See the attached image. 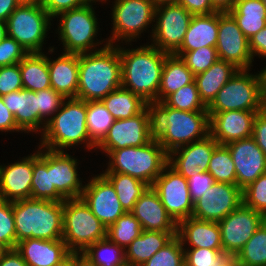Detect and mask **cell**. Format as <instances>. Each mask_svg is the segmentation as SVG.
<instances>
[{"instance_id":"cell-31","label":"cell","mask_w":266,"mask_h":266,"mask_svg":"<svg viewBox=\"0 0 266 266\" xmlns=\"http://www.w3.org/2000/svg\"><path fill=\"white\" fill-rule=\"evenodd\" d=\"M238 70L234 64L218 59L206 71L194 76L200 99L206 106Z\"/></svg>"},{"instance_id":"cell-15","label":"cell","mask_w":266,"mask_h":266,"mask_svg":"<svg viewBox=\"0 0 266 266\" xmlns=\"http://www.w3.org/2000/svg\"><path fill=\"white\" fill-rule=\"evenodd\" d=\"M265 220L262 214L242 203L218 222L223 251L234 258Z\"/></svg>"},{"instance_id":"cell-39","label":"cell","mask_w":266,"mask_h":266,"mask_svg":"<svg viewBox=\"0 0 266 266\" xmlns=\"http://www.w3.org/2000/svg\"><path fill=\"white\" fill-rule=\"evenodd\" d=\"M238 266H266V220L234 257Z\"/></svg>"},{"instance_id":"cell-40","label":"cell","mask_w":266,"mask_h":266,"mask_svg":"<svg viewBox=\"0 0 266 266\" xmlns=\"http://www.w3.org/2000/svg\"><path fill=\"white\" fill-rule=\"evenodd\" d=\"M114 118L101 100L87 101L86 127L89 138L98 145L113 125Z\"/></svg>"},{"instance_id":"cell-65","label":"cell","mask_w":266,"mask_h":266,"mask_svg":"<svg viewBox=\"0 0 266 266\" xmlns=\"http://www.w3.org/2000/svg\"><path fill=\"white\" fill-rule=\"evenodd\" d=\"M9 250V248L0 241V258Z\"/></svg>"},{"instance_id":"cell-47","label":"cell","mask_w":266,"mask_h":266,"mask_svg":"<svg viewBox=\"0 0 266 266\" xmlns=\"http://www.w3.org/2000/svg\"><path fill=\"white\" fill-rule=\"evenodd\" d=\"M66 98L53 88L37 91V103L39 108V129L44 132L47 122L60 109ZM43 125V126H42ZM41 128L43 130H41Z\"/></svg>"},{"instance_id":"cell-22","label":"cell","mask_w":266,"mask_h":266,"mask_svg":"<svg viewBox=\"0 0 266 266\" xmlns=\"http://www.w3.org/2000/svg\"><path fill=\"white\" fill-rule=\"evenodd\" d=\"M33 155L10 165H0V199L18 201L31 198Z\"/></svg>"},{"instance_id":"cell-30","label":"cell","mask_w":266,"mask_h":266,"mask_svg":"<svg viewBox=\"0 0 266 266\" xmlns=\"http://www.w3.org/2000/svg\"><path fill=\"white\" fill-rule=\"evenodd\" d=\"M176 234L177 232L142 230L141 234L125 248L126 266H141Z\"/></svg>"},{"instance_id":"cell-4","label":"cell","mask_w":266,"mask_h":266,"mask_svg":"<svg viewBox=\"0 0 266 266\" xmlns=\"http://www.w3.org/2000/svg\"><path fill=\"white\" fill-rule=\"evenodd\" d=\"M17 243L28 238L59 240L63 237V201H13Z\"/></svg>"},{"instance_id":"cell-3","label":"cell","mask_w":266,"mask_h":266,"mask_svg":"<svg viewBox=\"0 0 266 266\" xmlns=\"http://www.w3.org/2000/svg\"><path fill=\"white\" fill-rule=\"evenodd\" d=\"M151 106L154 136L168 154L210 134V117L207 111L178 110L164 102L153 103Z\"/></svg>"},{"instance_id":"cell-56","label":"cell","mask_w":266,"mask_h":266,"mask_svg":"<svg viewBox=\"0 0 266 266\" xmlns=\"http://www.w3.org/2000/svg\"><path fill=\"white\" fill-rule=\"evenodd\" d=\"M249 49L253 58H266V26L249 38Z\"/></svg>"},{"instance_id":"cell-68","label":"cell","mask_w":266,"mask_h":266,"mask_svg":"<svg viewBox=\"0 0 266 266\" xmlns=\"http://www.w3.org/2000/svg\"><path fill=\"white\" fill-rule=\"evenodd\" d=\"M88 1H89V2H95V3H96L97 1H99V2H103V1H107V0H96V1H95V0H88Z\"/></svg>"},{"instance_id":"cell-18","label":"cell","mask_w":266,"mask_h":266,"mask_svg":"<svg viewBox=\"0 0 266 266\" xmlns=\"http://www.w3.org/2000/svg\"><path fill=\"white\" fill-rule=\"evenodd\" d=\"M81 198L107 228L126 213L114 186L102 173L92 177L84 185Z\"/></svg>"},{"instance_id":"cell-34","label":"cell","mask_w":266,"mask_h":266,"mask_svg":"<svg viewBox=\"0 0 266 266\" xmlns=\"http://www.w3.org/2000/svg\"><path fill=\"white\" fill-rule=\"evenodd\" d=\"M229 13L248 39L266 26V6L261 0H236Z\"/></svg>"},{"instance_id":"cell-42","label":"cell","mask_w":266,"mask_h":266,"mask_svg":"<svg viewBox=\"0 0 266 266\" xmlns=\"http://www.w3.org/2000/svg\"><path fill=\"white\" fill-rule=\"evenodd\" d=\"M141 232L140 222L131 212H126L107 228V238L125 249Z\"/></svg>"},{"instance_id":"cell-33","label":"cell","mask_w":266,"mask_h":266,"mask_svg":"<svg viewBox=\"0 0 266 266\" xmlns=\"http://www.w3.org/2000/svg\"><path fill=\"white\" fill-rule=\"evenodd\" d=\"M194 76L180 56L168 54L162 69L158 102H163L170 94L192 83Z\"/></svg>"},{"instance_id":"cell-16","label":"cell","mask_w":266,"mask_h":266,"mask_svg":"<svg viewBox=\"0 0 266 266\" xmlns=\"http://www.w3.org/2000/svg\"><path fill=\"white\" fill-rule=\"evenodd\" d=\"M243 203L242 190L235 184L214 182L193 203L192 217L219 222Z\"/></svg>"},{"instance_id":"cell-60","label":"cell","mask_w":266,"mask_h":266,"mask_svg":"<svg viewBox=\"0 0 266 266\" xmlns=\"http://www.w3.org/2000/svg\"><path fill=\"white\" fill-rule=\"evenodd\" d=\"M83 258L80 253L70 252L63 260L53 266H81Z\"/></svg>"},{"instance_id":"cell-55","label":"cell","mask_w":266,"mask_h":266,"mask_svg":"<svg viewBox=\"0 0 266 266\" xmlns=\"http://www.w3.org/2000/svg\"><path fill=\"white\" fill-rule=\"evenodd\" d=\"M177 3L183 6L192 15H207L218 12L213 7L211 0H178Z\"/></svg>"},{"instance_id":"cell-48","label":"cell","mask_w":266,"mask_h":266,"mask_svg":"<svg viewBox=\"0 0 266 266\" xmlns=\"http://www.w3.org/2000/svg\"><path fill=\"white\" fill-rule=\"evenodd\" d=\"M243 204L266 218V173L242 190Z\"/></svg>"},{"instance_id":"cell-38","label":"cell","mask_w":266,"mask_h":266,"mask_svg":"<svg viewBox=\"0 0 266 266\" xmlns=\"http://www.w3.org/2000/svg\"><path fill=\"white\" fill-rule=\"evenodd\" d=\"M114 186L118 200L126 212H130L139 197L150 187L146 182L128 174L117 172L102 173Z\"/></svg>"},{"instance_id":"cell-9","label":"cell","mask_w":266,"mask_h":266,"mask_svg":"<svg viewBox=\"0 0 266 266\" xmlns=\"http://www.w3.org/2000/svg\"><path fill=\"white\" fill-rule=\"evenodd\" d=\"M91 3L94 2H88L83 6L64 11L56 16L61 15L57 32L65 53H89V51L93 52L96 45H101V41H97V43L94 41L98 33L99 26L97 25L99 23Z\"/></svg>"},{"instance_id":"cell-43","label":"cell","mask_w":266,"mask_h":266,"mask_svg":"<svg viewBox=\"0 0 266 266\" xmlns=\"http://www.w3.org/2000/svg\"><path fill=\"white\" fill-rule=\"evenodd\" d=\"M163 102L178 110L207 111V106L200 99L195 81L170 94Z\"/></svg>"},{"instance_id":"cell-66","label":"cell","mask_w":266,"mask_h":266,"mask_svg":"<svg viewBox=\"0 0 266 266\" xmlns=\"http://www.w3.org/2000/svg\"><path fill=\"white\" fill-rule=\"evenodd\" d=\"M20 3H27V4H39L41 5L43 0H19Z\"/></svg>"},{"instance_id":"cell-35","label":"cell","mask_w":266,"mask_h":266,"mask_svg":"<svg viewBox=\"0 0 266 266\" xmlns=\"http://www.w3.org/2000/svg\"><path fill=\"white\" fill-rule=\"evenodd\" d=\"M21 80L24 89L40 91L51 87L48 57L42 53H28L20 62Z\"/></svg>"},{"instance_id":"cell-13","label":"cell","mask_w":266,"mask_h":266,"mask_svg":"<svg viewBox=\"0 0 266 266\" xmlns=\"http://www.w3.org/2000/svg\"><path fill=\"white\" fill-rule=\"evenodd\" d=\"M193 15L178 3L162 4L155 8L156 24L152 27L154 47L174 54L182 45Z\"/></svg>"},{"instance_id":"cell-53","label":"cell","mask_w":266,"mask_h":266,"mask_svg":"<svg viewBox=\"0 0 266 266\" xmlns=\"http://www.w3.org/2000/svg\"><path fill=\"white\" fill-rule=\"evenodd\" d=\"M88 2V0H43L41 6L52 18H56L60 13L78 8Z\"/></svg>"},{"instance_id":"cell-54","label":"cell","mask_w":266,"mask_h":266,"mask_svg":"<svg viewBox=\"0 0 266 266\" xmlns=\"http://www.w3.org/2000/svg\"><path fill=\"white\" fill-rule=\"evenodd\" d=\"M252 137L266 156V108L255 117Z\"/></svg>"},{"instance_id":"cell-50","label":"cell","mask_w":266,"mask_h":266,"mask_svg":"<svg viewBox=\"0 0 266 266\" xmlns=\"http://www.w3.org/2000/svg\"><path fill=\"white\" fill-rule=\"evenodd\" d=\"M27 51L12 37L6 36L0 42V67L19 63Z\"/></svg>"},{"instance_id":"cell-49","label":"cell","mask_w":266,"mask_h":266,"mask_svg":"<svg viewBox=\"0 0 266 266\" xmlns=\"http://www.w3.org/2000/svg\"><path fill=\"white\" fill-rule=\"evenodd\" d=\"M0 241L9 249L16 248L13 202L0 199Z\"/></svg>"},{"instance_id":"cell-24","label":"cell","mask_w":266,"mask_h":266,"mask_svg":"<svg viewBox=\"0 0 266 266\" xmlns=\"http://www.w3.org/2000/svg\"><path fill=\"white\" fill-rule=\"evenodd\" d=\"M130 212L140 222L142 230L177 232V223L167 213L152 186L139 197Z\"/></svg>"},{"instance_id":"cell-11","label":"cell","mask_w":266,"mask_h":266,"mask_svg":"<svg viewBox=\"0 0 266 266\" xmlns=\"http://www.w3.org/2000/svg\"><path fill=\"white\" fill-rule=\"evenodd\" d=\"M155 4L152 0H116L112 8L113 29L108 43L130 42L139 38L151 22H155Z\"/></svg>"},{"instance_id":"cell-12","label":"cell","mask_w":266,"mask_h":266,"mask_svg":"<svg viewBox=\"0 0 266 266\" xmlns=\"http://www.w3.org/2000/svg\"><path fill=\"white\" fill-rule=\"evenodd\" d=\"M154 115L151 105L141 113L114 120L104 139L96 146L104 153L125 147H139L154 139Z\"/></svg>"},{"instance_id":"cell-62","label":"cell","mask_w":266,"mask_h":266,"mask_svg":"<svg viewBox=\"0 0 266 266\" xmlns=\"http://www.w3.org/2000/svg\"><path fill=\"white\" fill-rule=\"evenodd\" d=\"M259 76H260V81H261L262 101H263V104L266 108V66H265V69H263V70H261V72H259Z\"/></svg>"},{"instance_id":"cell-45","label":"cell","mask_w":266,"mask_h":266,"mask_svg":"<svg viewBox=\"0 0 266 266\" xmlns=\"http://www.w3.org/2000/svg\"><path fill=\"white\" fill-rule=\"evenodd\" d=\"M141 266H185L184 247L175 236Z\"/></svg>"},{"instance_id":"cell-44","label":"cell","mask_w":266,"mask_h":266,"mask_svg":"<svg viewBox=\"0 0 266 266\" xmlns=\"http://www.w3.org/2000/svg\"><path fill=\"white\" fill-rule=\"evenodd\" d=\"M185 266H227L234 258L223 250L184 248Z\"/></svg>"},{"instance_id":"cell-28","label":"cell","mask_w":266,"mask_h":266,"mask_svg":"<svg viewBox=\"0 0 266 266\" xmlns=\"http://www.w3.org/2000/svg\"><path fill=\"white\" fill-rule=\"evenodd\" d=\"M3 103L14 115L17 126L24 132L39 130L37 91L22 88L2 96Z\"/></svg>"},{"instance_id":"cell-29","label":"cell","mask_w":266,"mask_h":266,"mask_svg":"<svg viewBox=\"0 0 266 266\" xmlns=\"http://www.w3.org/2000/svg\"><path fill=\"white\" fill-rule=\"evenodd\" d=\"M219 12L193 15L184 41L175 53H185L200 47H216L218 40Z\"/></svg>"},{"instance_id":"cell-32","label":"cell","mask_w":266,"mask_h":266,"mask_svg":"<svg viewBox=\"0 0 266 266\" xmlns=\"http://www.w3.org/2000/svg\"><path fill=\"white\" fill-rule=\"evenodd\" d=\"M44 149V147L39 146L37 153L33 154L31 198L57 202L64 201L65 199L56 191V188L51 186L50 150L45 149L44 151Z\"/></svg>"},{"instance_id":"cell-57","label":"cell","mask_w":266,"mask_h":266,"mask_svg":"<svg viewBox=\"0 0 266 266\" xmlns=\"http://www.w3.org/2000/svg\"><path fill=\"white\" fill-rule=\"evenodd\" d=\"M0 131L22 132V130L17 126L15 122L14 115L3 103L2 97H0Z\"/></svg>"},{"instance_id":"cell-27","label":"cell","mask_w":266,"mask_h":266,"mask_svg":"<svg viewBox=\"0 0 266 266\" xmlns=\"http://www.w3.org/2000/svg\"><path fill=\"white\" fill-rule=\"evenodd\" d=\"M55 60L48 57L51 88L65 98H76L78 90L79 54L65 53Z\"/></svg>"},{"instance_id":"cell-2","label":"cell","mask_w":266,"mask_h":266,"mask_svg":"<svg viewBox=\"0 0 266 266\" xmlns=\"http://www.w3.org/2000/svg\"><path fill=\"white\" fill-rule=\"evenodd\" d=\"M121 87L140 96L149 105L158 103V90L167 52L151 45L136 49L119 46Z\"/></svg>"},{"instance_id":"cell-64","label":"cell","mask_w":266,"mask_h":266,"mask_svg":"<svg viewBox=\"0 0 266 266\" xmlns=\"http://www.w3.org/2000/svg\"><path fill=\"white\" fill-rule=\"evenodd\" d=\"M155 4V6H159L162 4H171V3H177L178 0H152Z\"/></svg>"},{"instance_id":"cell-52","label":"cell","mask_w":266,"mask_h":266,"mask_svg":"<svg viewBox=\"0 0 266 266\" xmlns=\"http://www.w3.org/2000/svg\"><path fill=\"white\" fill-rule=\"evenodd\" d=\"M215 182L214 178L209 172H199L193 174L187 179L189 193L192 202L194 203L203 194L212 187Z\"/></svg>"},{"instance_id":"cell-19","label":"cell","mask_w":266,"mask_h":266,"mask_svg":"<svg viewBox=\"0 0 266 266\" xmlns=\"http://www.w3.org/2000/svg\"><path fill=\"white\" fill-rule=\"evenodd\" d=\"M225 146L231 153L236 170V185L241 190L266 173V156L252 136Z\"/></svg>"},{"instance_id":"cell-25","label":"cell","mask_w":266,"mask_h":266,"mask_svg":"<svg viewBox=\"0 0 266 266\" xmlns=\"http://www.w3.org/2000/svg\"><path fill=\"white\" fill-rule=\"evenodd\" d=\"M176 236L184 247L189 243L190 248L223 250L218 222L189 217L177 223Z\"/></svg>"},{"instance_id":"cell-51","label":"cell","mask_w":266,"mask_h":266,"mask_svg":"<svg viewBox=\"0 0 266 266\" xmlns=\"http://www.w3.org/2000/svg\"><path fill=\"white\" fill-rule=\"evenodd\" d=\"M22 88L19 63L0 67V97Z\"/></svg>"},{"instance_id":"cell-17","label":"cell","mask_w":266,"mask_h":266,"mask_svg":"<svg viewBox=\"0 0 266 266\" xmlns=\"http://www.w3.org/2000/svg\"><path fill=\"white\" fill-rule=\"evenodd\" d=\"M217 55L220 60L230 62L239 69H249L254 61L249 39L242 33L229 12H219Z\"/></svg>"},{"instance_id":"cell-36","label":"cell","mask_w":266,"mask_h":266,"mask_svg":"<svg viewBox=\"0 0 266 266\" xmlns=\"http://www.w3.org/2000/svg\"><path fill=\"white\" fill-rule=\"evenodd\" d=\"M101 101L115 120L133 117L149 105L140 96L122 87L112 91Z\"/></svg>"},{"instance_id":"cell-23","label":"cell","mask_w":266,"mask_h":266,"mask_svg":"<svg viewBox=\"0 0 266 266\" xmlns=\"http://www.w3.org/2000/svg\"><path fill=\"white\" fill-rule=\"evenodd\" d=\"M77 159L65 151L50 150L51 186L66 200L81 198L84 185L79 179Z\"/></svg>"},{"instance_id":"cell-6","label":"cell","mask_w":266,"mask_h":266,"mask_svg":"<svg viewBox=\"0 0 266 266\" xmlns=\"http://www.w3.org/2000/svg\"><path fill=\"white\" fill-rule=\"evenodd\" d=\"M107 156L111 161L104 172L128 174L150 186L168 164V153L156 138L139 147L111 150Z\"/></svg>"},{"instance_id":"cell-26","label":"cell","mask_w":266,"mask_h":266,"mask_svg":"<svg viewBox=\"0 0 266 266\" xmlns=\"http://www.w3.org/2000/svg\"><path fill=\"white\" fill-rule=\"evenodd\" d=\"M15 249L21 254L27 266H53L70 253L62 239L28 238L18 242Z\"/></svg>"},{"instance_id":"cell-69","label":"cell","mask_w":266,"mask_h":266,"mask_svg":"<svg viewBox=\"0 0 266 266\" xmlns=\"http://www.w3.org/2000/svg\"><path fill=\"white\" fill-rule=\"evenodd\" d=\"M263 2V4L266 6V0H261Z\"/></svg>"},{"instance_id":"cell-58","label":"cell","mask_w":266,"mask_h":266,"mask_svg":"<svg viewBox=\"0 0 266 266\" xmlns=\"http://www.w3.org/2000/svg\"><path fill=\"white\" fill-rule=\"evenodd\" d=\"M0 266H27V264L16 249H9L0 258Z\"/></svg>"},{"instance_id":"cell-1","label":"cell","mask_w":266,"mask_h":266,"mask_svg":"<svg viewBox=\"0 0 266 266\" xmlns=\"http://www.w3.org/2000/svg\"><path fill=\"white\" fill-rule=\"evenodd\" d=\"M121 87L119 45H110L94 52L79 54L78 90L76 98L84 101L102 100Z\"/></svg>"},{"instance_id":"cell-59","label":"cell","mask_w":266,"mask_h":266,"mask_svg":"<svg viewBox=\"0 0 266 266\" xmlns=\"http://www.w3.org/2000/svg\"><path fill=\"white\" fill-rule=\"evenodd\" d=\"M20 4L19 0H0V20L6 22Z\"/></svg>"},{"instance_id":"cell-14","label":"cell","mask_w":266,"mask_h":266,"mask_svg":"<svg viewBox=\"0 0 266 266\" xmlns=\"http://www.w3.org/2000/svg\"><path fill=\"white\" fill-rule=\"evenodd\" d=\"M152 188L157 192L167 213L176 223L192 217L193 202L187 179L169 164L163 168Z\"/></svg>"},{"instance_id":"cell-46","label":"cell","mask_w":266,"mask_h":266,"mask_svg":"<svg viewBox=\"0 0 266 266\" xmlns=\"http://www.w3.org/2000/svg\"><path fill=\"white\" fill-rule=\"evenodd\" d=\"M174 54L181 57V59L185 62V65L194 75L206 71L219 59L216 47L209 46H203L185 53Z\"/></svg>"},{"instance_id":"cell-7","label":"cell","mask_w":266,"mask_h":266,"mask_svg":"<svg viewBox=\"0 0 266 266\" xmlns=\"http://www.w3.org/2000/svg\"><path fill=\"white\" fill-rule=\"evenodd\" d=\"M107 238V227L82 198L63 201L62 240L70 252L83 253L93 243Z\"/></svg>"},{"instance_id":"cell-21","label":"cell","mask_w":266,"mask_h":266,"mask_svg":"<svg viewBox=\"0 0 266 266\" xmlns=\"http://www.w3.org/2000/svg\"><path fill=\"white\" fill-rule=\"evenodd\" d=\"M259 112L230 110L215 113L210 118V135L219 145L249 138L253 134V123Z\"/></svg>"},{"instance_id":"cell-41","label":"cell","mask_w":266,"mask_h":266,"mask_svg":"<svg viewBox=\"0 0 266 266\" xmlns=\"http://www.w3.org/2000/svg\"><path fill=\"white\" fill-rule=\"evenodd\" d=\"M215 182L236 185V170L229 149L225 145H218L212 154L207 169Z\"/></svg>"},{"instance_id":"cell-61","label":"cell","mask_w":266,"mask_h":266,"mask_svg":"<svg viewBox=\"0 0 266 266\" xmlns=\"http://www.w3.org/2000/svg\"><path fill=\"white\" fill-rule=\"evenodd\" d=\"M236 0H211L213 7L218 12H229L235 4Z\"/></svg>"},{"instance_id":"cell-10","label":"cell","mask_w":266,"mask_h":266,"mask_svg":"<svg viewBox=\"0 0 266 266\" xmlns=\"http://www.w3.org/2000/svg\"><path fill=\"white\" fill-rule=\"evenodd\" d=\"M52 19L41 5L21 3L6 21L7 34L27 53H41Z\"/></svg>"},{"instance_id":"cell-20","label":"cell","mask_w":266,"mask_h":266,"mask_svg":"<svg viewBox=\"0 0 266 266\" xmlns=\"http://www.w3.org/2000/svg\"><path fill=\"white\" fill-rule=\"evenodd\" d=\"M218 145L219 143L209 134L202 140L171 151L168 154V164L186 179L195 173L207 172L213 151Z\"/></svg>"},{"instance_id":"cell-67","label":"cell","mask_w":266,"mask_h":266,"mask_svg":"<svg viewBox=\"0 0 266 266\" xmlns=\"http://www.w3.org/2000/svg\"><path fill=\"white\" fill-rule=\"evenodd\" d=\"M227 266H238L234 259Z\"/></svg>"},{"instance_id":"cell-8","label":"cell","mask_w":266,"mask_h":266,"mask_svg":"<svg viewBox=\"0 0 266 266\" xmlns=\"http://www.w3.org/2000/svg\"><path fill=\"white\" fill-rule=\"evenodd\" d=\"M249 69H239L234 76L218 91L207 106L211 118L215 113L242 110L262 111L265 106L261 96L259 74H250Z\"/></svg>"},{"instance_id":"cell-5","label":"cell","mask_w":266,"mask_h":266,"mask_svg":"<svg viewBox=\"0 0 266 266\" xmlns=\"http://www.w3.org/2000/svg\"><path fill=\"white\" fill-rule=\"evenodd\" d=\"M86 114L87 101L66 98L60 109L47 122L41 134L40 146L53 151H64V148L86 143L88 149H97L87 132Z\"/></svg>"},{"instance_id":"cell-37","label":"cell","mask_w":266,"mask_h":266,"mask_svg":"<svg viewBox=\"0 0 266 266\" xmlns=\"http://www.w3.org/2000/svg\"><path fill=\"white\" fill-rule=\"evenodd\" d=\"M81 255L86 266H126L125 249L108 238L93 243Z\"/></svg>"},{"instance_id":"cell-63","label":"cell","mask_w":266,"mask_h":266,"mask_svg":"<svg viewBox=\"0 0 266 266\" xmlns=\"http://www.w3.org/2000/svg\"><path fill=\"white\" fill-rule=\"evenodd\" d=\"M6 22L0 20V42L7 36Z\"/></svg>"}]
</instances>
